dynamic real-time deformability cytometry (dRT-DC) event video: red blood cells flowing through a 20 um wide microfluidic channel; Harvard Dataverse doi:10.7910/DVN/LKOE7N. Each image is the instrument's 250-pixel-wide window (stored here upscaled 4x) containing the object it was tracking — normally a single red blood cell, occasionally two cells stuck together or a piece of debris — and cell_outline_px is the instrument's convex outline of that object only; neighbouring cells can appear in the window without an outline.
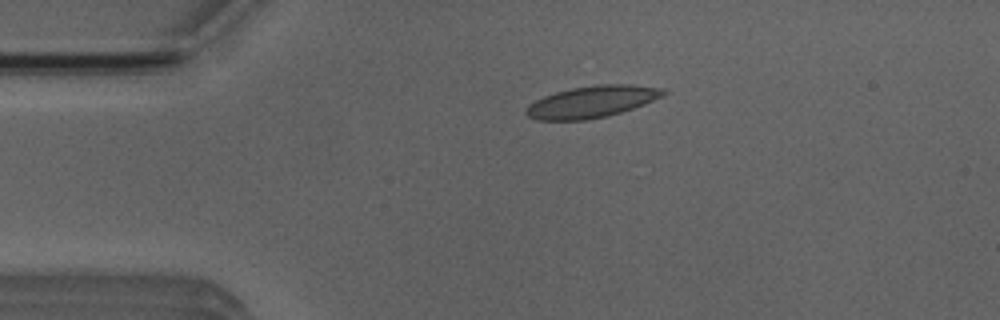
{"species": "Egyptian fruit bat (a non-hibernating species)", "species_latin": "Rousettus aegyptiacus", "temperature_condition": "room temperature", "stored_images_in_passage": 3, "camera_frame_rate_fps": 3000, "um_per_image_px": 0.085, "animal": {"sex": "male"}, "frame": {"image": 1, "passage_image": 2, "time_ms": 1.333, "image_size_px": [1000, 320], "cell_outline_px": [[668, 92], [664, 96], [644, 104], [608, 116], [584, 120], [536, 120], [528, 116], [524, 112], [524, 108], [528, 104], [544, 96], [556, 92], [572, 88], [596, 84], [632, 84], [664, 88]], "centroid_in_image_um": [50.31, 8.64], "position_along_channel_um": 34.7, "area_um2": 25.55}}